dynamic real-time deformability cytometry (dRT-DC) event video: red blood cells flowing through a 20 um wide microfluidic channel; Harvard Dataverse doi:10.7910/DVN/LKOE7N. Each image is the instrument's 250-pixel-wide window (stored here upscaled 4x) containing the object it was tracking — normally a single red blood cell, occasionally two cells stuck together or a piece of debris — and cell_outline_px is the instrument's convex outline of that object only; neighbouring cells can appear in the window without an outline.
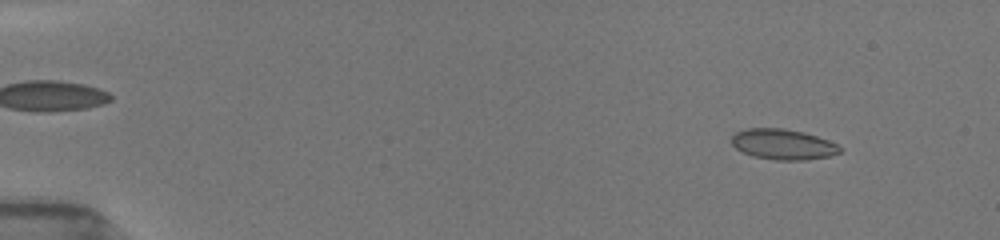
{"species": "common noctule bat (a hibernating species)", "species_latin": "Nyctalus noctula", "temperature_condition": "room temperature", "stored_images_in_passage": 33, "camera_frame_rate_fps": 3000, "um_per_image_px": 0.085, "animal": {"sex": "female", "body_mass_g": 19.5, "forearm_length_mm": 54.1}, "frame": {"image": 1, "passage_image": 6, "time_ms": 1.333, "image_size_px": [1000, 240], "cell_outline_px": [[840, 152], [828, 156], [804, 160], [776, 160], [752, 156], [736, 148], [732, 144], [732, 136], [736, 132], [748, 128], [784, 128], [804, 132], [828, 140], [836, 144], [840, 148]], "centroid_in_image_um": [66.53, 12.26], "position_along_channel_um": 18.5, "area_um2": 19.07}}
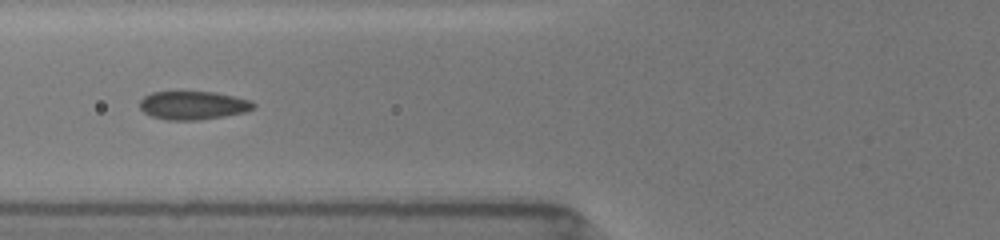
{"frame": {"image": 2, "passage_image": 18, "time_ms": 6.667, "image_size_px": [1000, 240], "cell_outline_px": [[256, 108], [244, 112], [224, 116], [200, 120], [168, 120], [152, 116], [144, 112], [140, 108], [140, 100], [144, 96], [152, 92], [212, 92], [252, 100], [256, 104]], "centroid_in_image_um": [16.43, 8.96], "position_along_channel_um": 109.4, "area_um2": 18.79}}
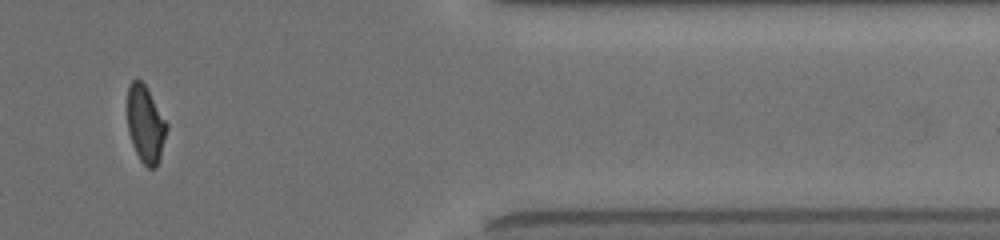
{"frame": {"image": 3, "passage_image": 30, "time_ms": 14.667, "image_size_px": [1000, 240], "cell_outline_px": [[168, 128], [160, 160], [156, 168], [148, 168], [140, 160], [132, 144], [128, 132], [128, 84], [132, 80], [140, 80], [148, 88], [168, 124]], "centroid_in_image_um": [12.39, 10.57], "position_along_channel_um": 399.0, "area_um2": 17.86}, "authors_computed_cell_mechanics": {"area_um2": 18.9584, "velocity_mm_per_s": 3.9541, "shape_relaxation_time_tau1_ms": null, "shape_relaxation_time_tau2_ms": 0.7341, "deformation_change_tau1": null, "deformation_change_tau2": 0.0585}}